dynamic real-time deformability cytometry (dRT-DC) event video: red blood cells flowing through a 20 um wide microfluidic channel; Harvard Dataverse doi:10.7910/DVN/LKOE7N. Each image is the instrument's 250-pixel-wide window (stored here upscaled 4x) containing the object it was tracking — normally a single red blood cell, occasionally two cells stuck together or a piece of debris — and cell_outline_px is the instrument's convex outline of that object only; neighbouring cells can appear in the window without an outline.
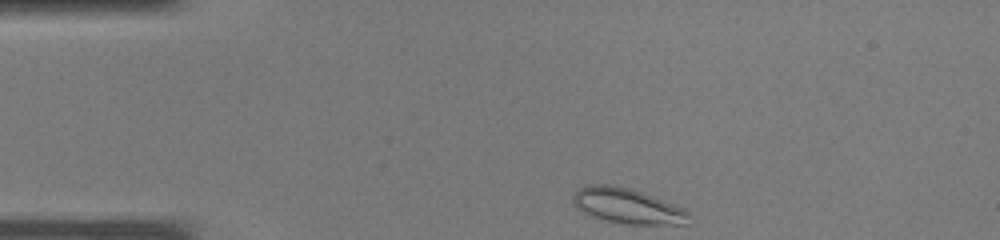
{"species": "common noctule bat (a hibernating species)", "species_latin": "Nyctalus noctula", "temperature_condition": "warm", "stored_images_in_passage": 31, "camera_frame_rate_fps": 3000, "um_per_image_px": 0.085, "animal": {"sex": "male", "body_mass_g": 19.0, "forearm_length_mm": 50.8}, "frame": {"image": 1, "passage_image": 1, "time_ms": 0.0, "image_size_px": [1000, 240], "cell_outline_px": [[692, 216], [684, 224], [628, 224], [608, 220], [592, 216], [576, 208], [572, 200], [572, 196], [584, 184], [608, 184], [632, 188], [684, 208]], "centroid_in_image_um": [53.32, 17.49], "position_along_channel_um": 31.7, "area_um2": 23.76}}
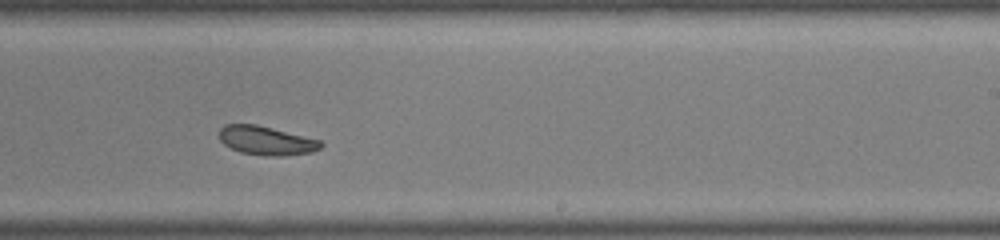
{"frame": {"image": 2, "passage_image": 17, "time_ms": 5.333, "image_size_px": [1000, 240], "cell_outline_px": [[324, 144], [320, 148], [312, 152], [284, 156], [264, 156], [240, 152], [224, 144], [220, 140], [220, 128], [224, 124], [256, 124], [320, 140]], "centroid_in_image_um": [22.64, 11.95], "position_along_channel_um": 266.4, "area_um2": 17.05}}
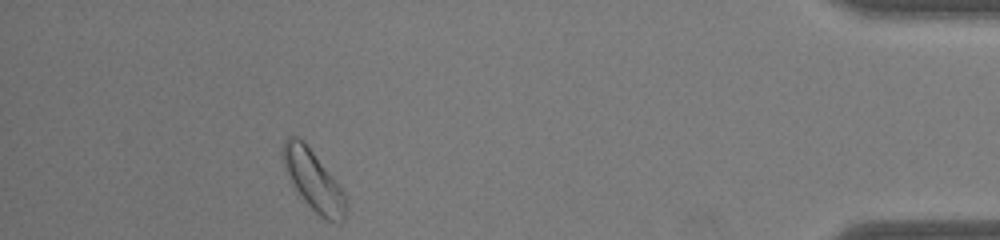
{"frame": {"image": 3, "passage_image": 28, "time_ms": 9.0, "image_size_px": [1000, 240], "cell_outline_px": [[348, 204], [344, 220], [328, 220], [320, 216], [304, 200], [292, 184], [284, 168], [280, 152], [284, 140], [288, 136], [296, 136], [312, 152], [332, 176], [344, 192]], "centroid_in_image_um": [26.61, 15.33], "position_along_channel_um": 408.6, "area_um2": 21.56}}